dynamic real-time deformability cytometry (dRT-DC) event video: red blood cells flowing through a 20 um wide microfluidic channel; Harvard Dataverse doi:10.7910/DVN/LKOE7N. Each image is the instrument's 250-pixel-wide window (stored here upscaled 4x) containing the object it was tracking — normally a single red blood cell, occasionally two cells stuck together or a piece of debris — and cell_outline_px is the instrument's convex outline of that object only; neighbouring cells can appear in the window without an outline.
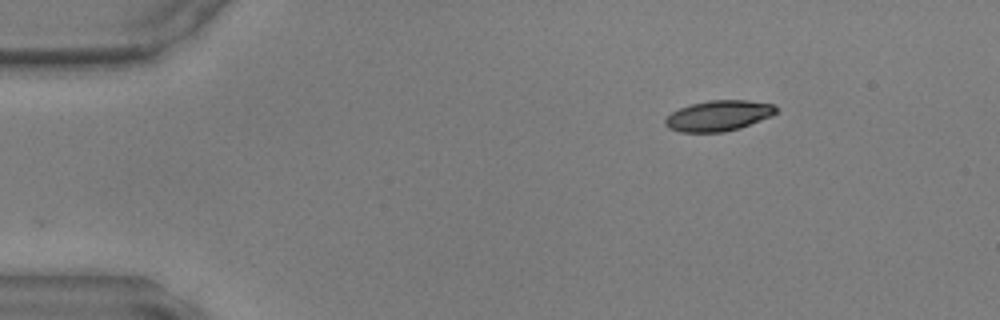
{"species": "common noctule bat (a hibernating species)", "species_latin": "Nyctalus noctula", "temperature_condition": "warm", "stored_images_in_passage": 42, "camera_frame_rate_fps": 3000, "um_per_image_px": 0.085, "animal": {"sex": "male", "body_mass_g": 17.9, "forearm_length_mm": 54.2}, "frame": {"image": 1, "passage_image": 1, "time_ms": 0.0, "image_size_px": [1000, 320], "cell_outline_px": [[776, 112], [772, 116], [740, 128], [724, 132], [680, 132], [668, 128], [664, 124], [664, 120], [672, 112], [680, 108], [692, 104], [708, 100], [748, 100], [772, 104], [776, 108]], "centroid_in_image_um": [61.06, 9.84], "position_along_channel_um": 23.9, "area_um2": 19.71}}
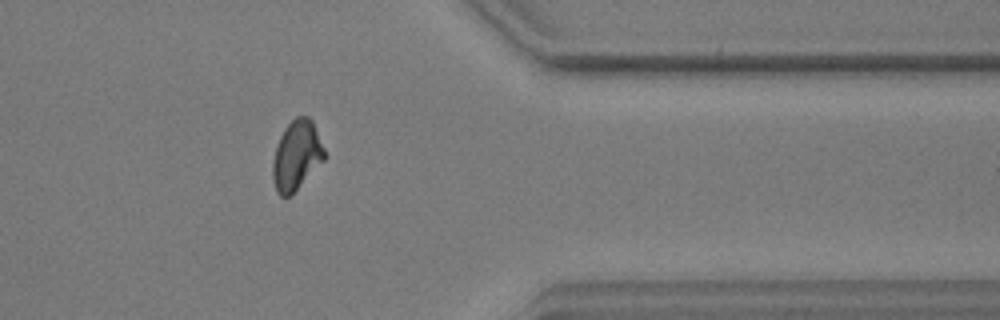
{"frame": {"image": 2, "passage_image": 33, "time_ms": 10.667, "image_size_px": [1000, 320], "cell_outline_px": [[324, 160], [292, 196], [280, 196], [276, 192], [272, 176], [272, 160], [280, 136], [284, 128], [296, 116], [308, 116], [312, 120], [324, 148]], "centroid_in_image_um": [25.19, 13.24], "position_along_channel_um": 386.2, "area_um2": 21.04}}
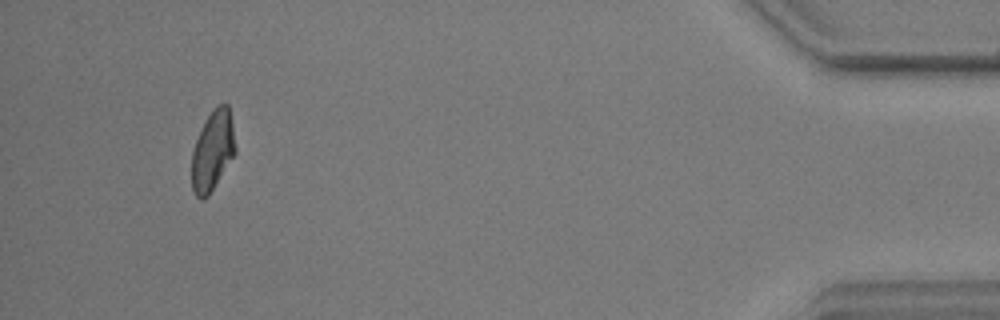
{"frame": {"image": 3, "passage_image": 39, "time_ms": 12.667, "image_size_px": [1000, 320], "cell_outline_px": [[236, 152], [208, 196], [204, 200], [200, 200], [196, 196], [192, 188], [192, 148], [212, 108], [216, 104], [228, 104], [232, 124], [236, 148]], "centroid_in_image_um": [18.07, 12.82], "position_along_channel_um": 417.1, "area_um2": 20.17}}